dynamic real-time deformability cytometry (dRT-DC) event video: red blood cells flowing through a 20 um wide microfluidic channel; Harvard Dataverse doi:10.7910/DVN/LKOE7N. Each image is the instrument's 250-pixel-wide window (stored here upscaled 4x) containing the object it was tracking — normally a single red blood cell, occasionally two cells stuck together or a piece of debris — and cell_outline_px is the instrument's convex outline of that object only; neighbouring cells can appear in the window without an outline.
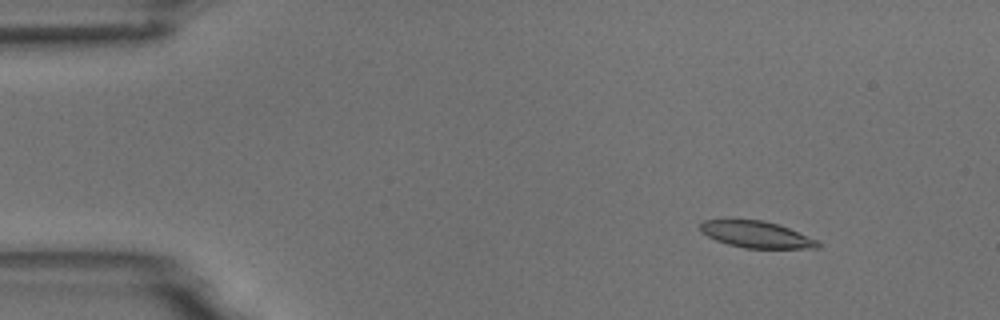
{"species": "common noctule bat (a hibernating species)", "species_latin": "Nyctalus noctula", "temperature_condition": "room temperature", "stored_images_in_passage": 9, "camera_frame_rate_fps": 3000, "um_per_image_px": 0.085, "animal": {"sex": "male", "body_mass_g": 18.8}, "frame": {"image": 1, "passage_image": 2, "time_ms": 1.0, "image_size_px": [1000, 320], "cell_outline_px": [[824, 244], [820, 248], [744, 248], [728, 244], [716, 240], [700, 232], [700, 224], [704, 220], [764, 220], [788, 228], [816, 240]], "centroid_in_image_um": [64.29, 19.94], "position_along_channel_um": 20.7, "area_um2": 18.03}}
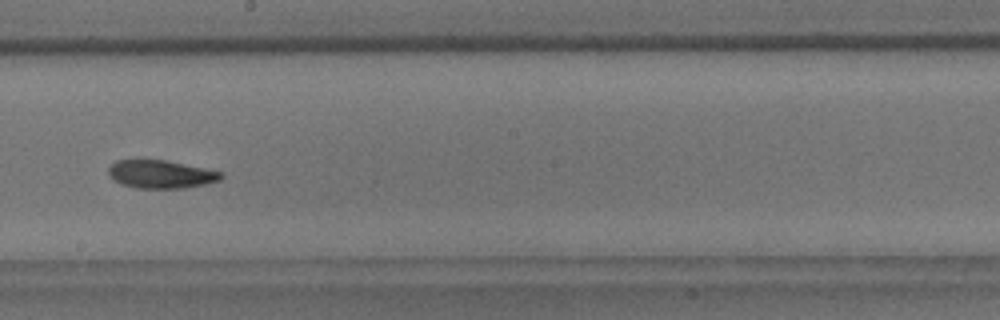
{"frame": {"image": 2, "passage_image": 9, "time_ms": 9.0, "image_size_px": [1000, 320], "cell_outline_px": [[224, 176], [220, 180], [204, 184], [184, 188], [136, 188], [124, 184], [116, 180], [108, 172], [108, 168], [116, 160], [168, 160], [224, 172]], "centroid_in_image_um": [13.74, 14.8], "position_along_channel_um": 234.5, "area_um2": 18.32}}